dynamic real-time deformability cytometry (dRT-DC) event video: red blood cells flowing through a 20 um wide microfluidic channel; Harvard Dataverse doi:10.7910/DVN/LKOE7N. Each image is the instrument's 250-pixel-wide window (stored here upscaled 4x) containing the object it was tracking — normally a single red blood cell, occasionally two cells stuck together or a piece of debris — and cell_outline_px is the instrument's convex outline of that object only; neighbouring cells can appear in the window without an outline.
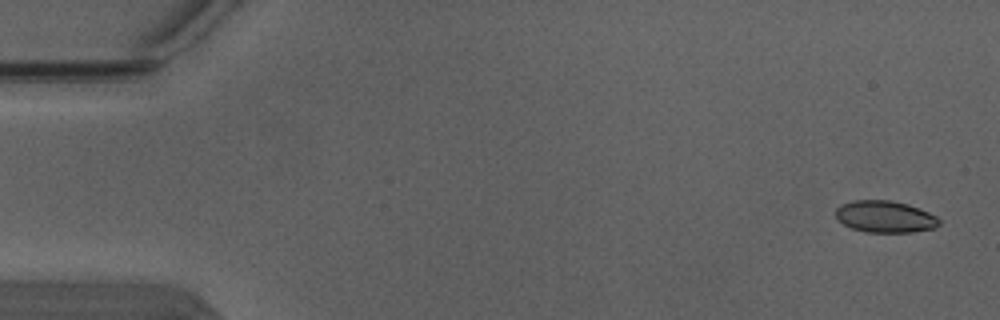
{"species": "Egyptian fruit bat (a non-hibernating species)", "species_latin": "Rousettus aegyptiacus", "temperature_condition": "warm", "stored_images_in_passage": 6, "camera_frame_rate_fps": 3000, "um_per_image_px": 0.085, "animal": {"sex": "male"}, "frame": {"image": 1, "passage_image": 1, "time_ms": 0.0, "image_size_px": [1000, 320], "cell_outline_px": [[940, 224], [932, 228], [912, 232], [864, 232], [852, 228], [836, 220], [836, 208], [840, 204], [852, 200], [892, 200], [908, 204], [920, 208], [936, 216], [940, 220]], "centroid_in_image_um": [75.2, 18.4], "position_along_channel_um": 9.8, "area_um2": 19.31}}
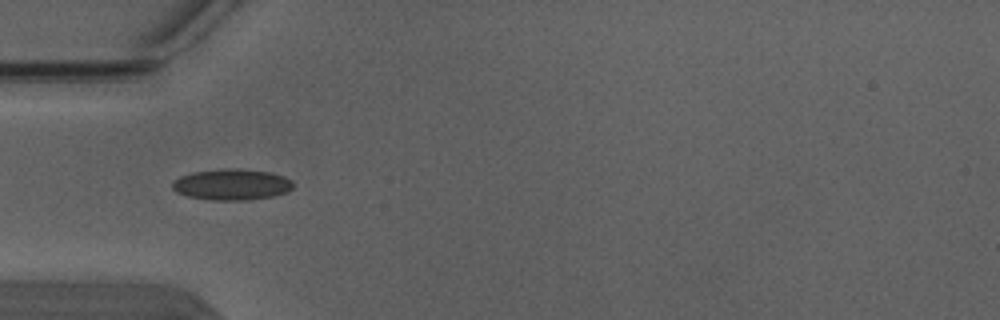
{"frame": {"image": 2, "passage_image": 5, "time_ms": 1.333, "image_size_px": [1000, 320], "cell_outline_px": [[292, 188], [288, 192], [276, 196], [248, 200], [212, 200], [188, 196], [176, 192], [172, 188], [172, 180], [180, 176], [192, 172], [224, 168], [240, 168], [268, 172], [284, 176], [292, 180]], "centroid_in_image_um": [19.7, 15.68], "position_along_channel_um": 65.3, "area_um2": 22.14}}
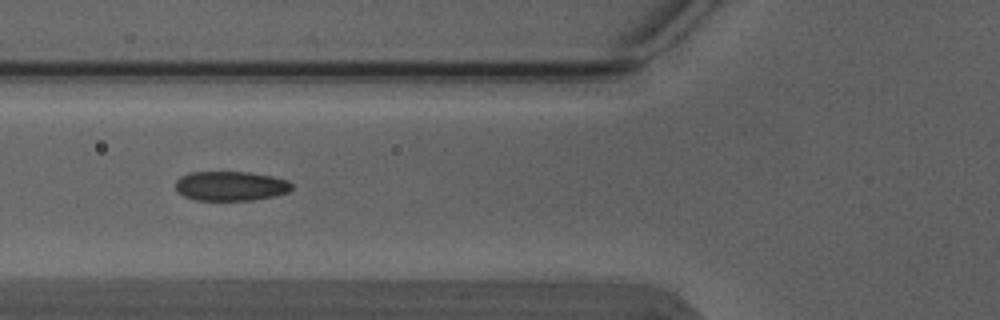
{"frame": {"image": 3, "passage_image": 6, "time_ms": 1.667, "image_size_px": [1000, 320], "cell_outline_px": [[292, 188], [288, 192], [276, 196], [252, 200], [196, 200], [184, 196], [176, 188], [176, 180], [180, 176], [192, 172], [248, 172], [272, 176], [288, 180], [292, 184]], "centroid_in_image_um": [19.63, 15.81], "position_along_channel_um": 106.2, "area_um2": 20.0}}